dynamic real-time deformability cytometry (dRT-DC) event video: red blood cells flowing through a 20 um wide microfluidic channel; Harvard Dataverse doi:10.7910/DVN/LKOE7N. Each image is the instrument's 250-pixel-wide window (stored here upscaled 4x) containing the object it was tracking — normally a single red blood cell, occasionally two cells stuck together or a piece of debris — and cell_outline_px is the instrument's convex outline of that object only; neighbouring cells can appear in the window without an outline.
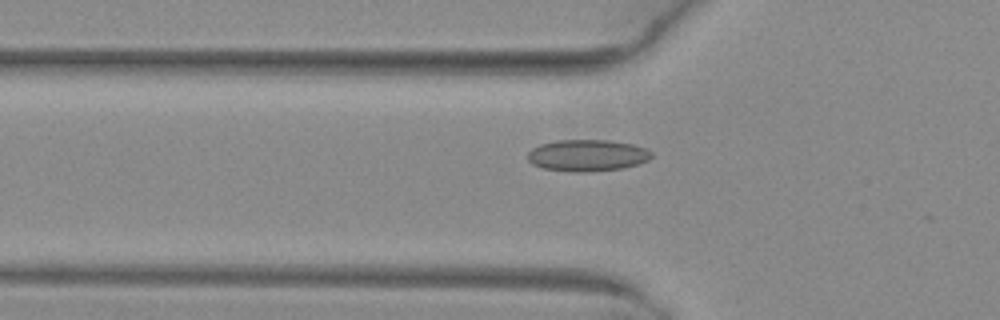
{"species": "common noctule bat (a hibernating species)", "species_latin": "Nyctalus noctula", "temperature_condition": "warm", "stored_images_in_passage": 23, "camera_frame_rate_fps": 3000, "um_per_image_px": 0.085, "animal": {"sex": "female", "body_mass_g": 29.2, "forearm_length_mm": 56.3}, "frame": {"image": 1, "passage_image": 12, "time_ms": 3.667, "image_size_px": [1000, 320], "cell_outline_px": [[652, 156], [648, 160], [640, 164], [624, 168], [584, 172], [572, 172], [544, 168], [532, 164], [528, 160], [528, 152], [532, 148], [540, 144], [556, 140], [608, 140], [632, 144], [644, 148], [652, 152]], "centroid_in_image_um": [49.92, 13.21], "position_along_channel_um": 75.9, "area_um2": 22.89}}
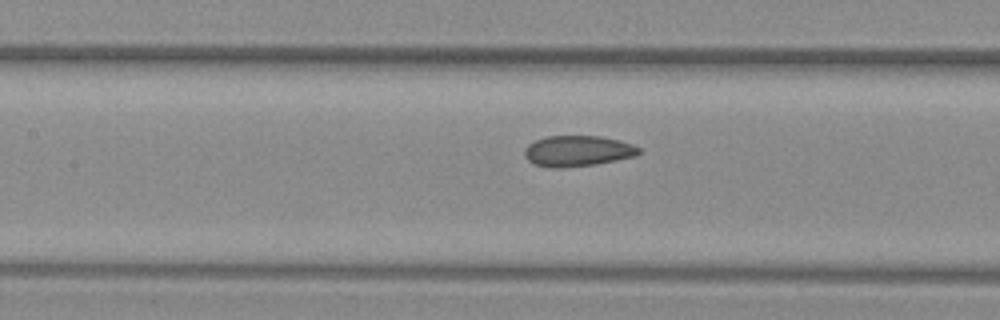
{"frame": {"image": 2, "passage_image": 18, "time_ms": 5.667, "image_size_px": [1000, 320], "cell_outline_px": [[640, 152], [636, 156], [596, 164], [564, 168], [552, 168], [532, 164], [524, 156], [524, 148], [528, 144], [536, 140], [548, 136], [600, 136], [620, 140], [632, 144], [640, 148]], "centroid_in_image_um": [49.08, 12.84], "position_along_channel_um": 158.3, "area_um2": 20.69}}
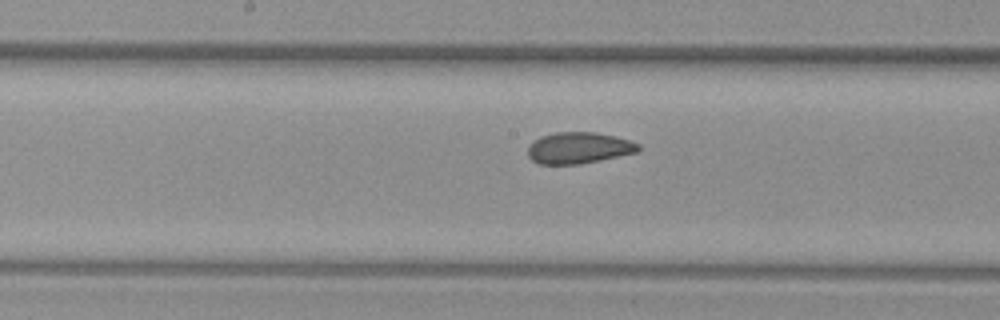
{"frame": {"image": 3, "passage_image": 21, "time_ms": 6.667, "image_size_px": [1000, 320], "cell_outline_px": [[640, 148], [636, 152], [580, 164], [540, 164], [532, 160], [528, 156], [528, 144], [540, 136], [556, 132], [596, 132], [616, 136], [640, 144]], "centroid_in_image_um": [49.16, 12.56], "position_along_channel_um": 199.0, "area_um2": 20.17}}